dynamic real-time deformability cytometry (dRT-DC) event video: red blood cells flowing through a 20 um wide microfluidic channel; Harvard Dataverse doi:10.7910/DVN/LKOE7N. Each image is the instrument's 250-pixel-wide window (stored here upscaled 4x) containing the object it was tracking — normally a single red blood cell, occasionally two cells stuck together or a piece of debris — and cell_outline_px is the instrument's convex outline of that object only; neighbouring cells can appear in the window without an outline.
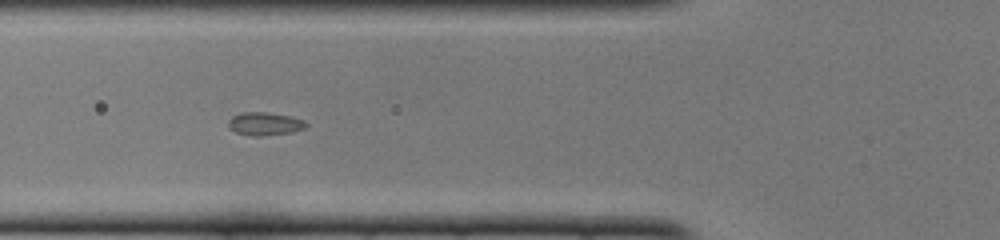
{"species": "common noctule bat (a hibernating species)", "species_latin": "Nyctalus noctula", "temperature_condition": "cold", "stored_images_in_passage": 40, "segment_of_instrument_passage": [1, 2], "camera_frame_rate_fps": 3000, "um_per_image_px": 0.085, "animal": {"sex": "female", "body_mass_g": 22.0, "forearm_length_mm": 56.7}, "frame": {"image": 1, "passage_image": 8, "time_ms": 2.333, "image_size_px": [1000, 240], "cell_outline_px": [[308, 124], [304, 128], [292, 132], [260, 136], [252, 136], [236, 132], [228, 128], [228, 120], [232, 116], [240, 112], [268, 112], [292, 116], [304, 120]], "centroid_in_image_um": [22.49, 10.51], "position_along_channel_um": 103.3, "area_um2": 10.58}}
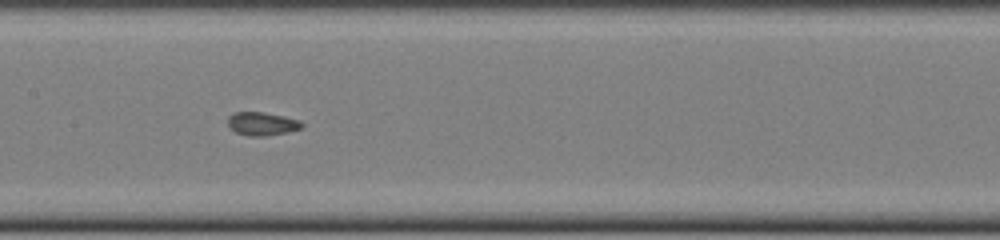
{"frame": {"image": 2, "passage_image": 14, "time_ms": 4.333, "image_size_px": [1000, 240], "cell_outline_px": [[304, 128], [288, 132], [264, 136], [248, 136], [236, 132], [228, 128], [228, 116], [236, 112], [264, 112], [284, 116], [300, 120], [304, 124]], "centroid_in_image_um": [22.29, 10.52], "position_along_channel_um": 185.1, "area_um2": 10.23}}
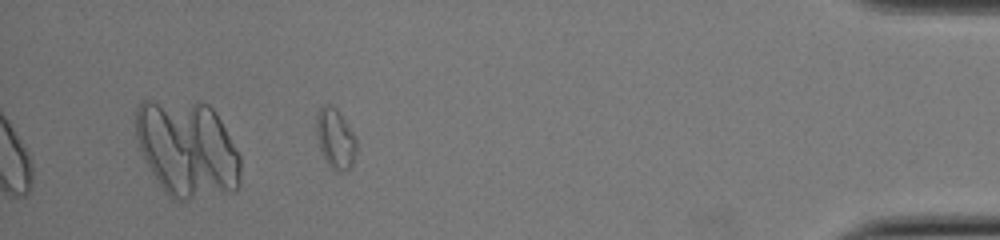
{"frame": {"image": 3, "passage_image": 34, "time_ms": 11.0, "image_size_px": [1000, 240], "cell_outline_px": [[356, 152], [352, 164], [348, 168], [340, 172], [336, 172], [324, 160], [320, 152], [316, 136], [316, 112], [324, 104], [328, 104], [336, 108], [352, 132], [356, 140]], "centroid_in_image_um": [28.46, 11.79], "position_along_channel_um": 406.7, "area_um2": 14.05}}